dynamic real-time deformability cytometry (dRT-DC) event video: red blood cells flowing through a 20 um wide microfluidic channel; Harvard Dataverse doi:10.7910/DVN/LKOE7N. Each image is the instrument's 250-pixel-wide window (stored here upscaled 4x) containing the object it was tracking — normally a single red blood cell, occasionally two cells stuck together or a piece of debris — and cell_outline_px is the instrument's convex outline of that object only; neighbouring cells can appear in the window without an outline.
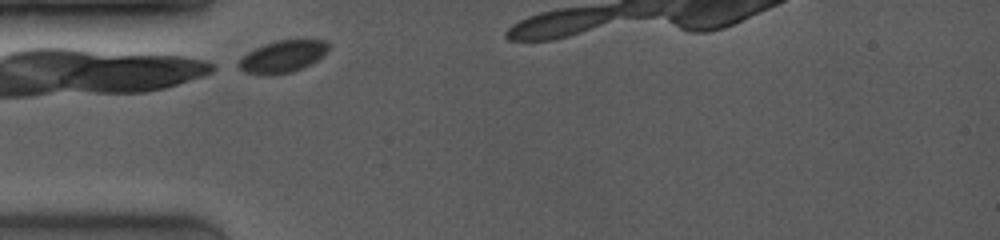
{"species": "common noctule bat (a hibernating species)", "species_latin": "Nyctalus noctula", "temperature_condition": "room temperature", "stored_images_in_passage": 4, "camera_frame_rate_fps": 4000, "um_per_image_px": 0.085, "animal": {"sex": "female", "body_mass_g": 19.0, "forearm_length_mm": 53.3}, "frame": {"image": 1, "passage_image": 1, "time_ms": 0.0, "image_size_px": [1000, 240], "cell_outline_px": [[328, 52], [304, 68], [292, 72], [268, 76], [244, 72], [232, 64], [248, 52], [264, 44], [280, 40], [324, 40], [328, 44]], "centroid_in_image_um": [23.96, 4.83], "position_along_channel_um": 61.0, "area_um2": 16.99}}